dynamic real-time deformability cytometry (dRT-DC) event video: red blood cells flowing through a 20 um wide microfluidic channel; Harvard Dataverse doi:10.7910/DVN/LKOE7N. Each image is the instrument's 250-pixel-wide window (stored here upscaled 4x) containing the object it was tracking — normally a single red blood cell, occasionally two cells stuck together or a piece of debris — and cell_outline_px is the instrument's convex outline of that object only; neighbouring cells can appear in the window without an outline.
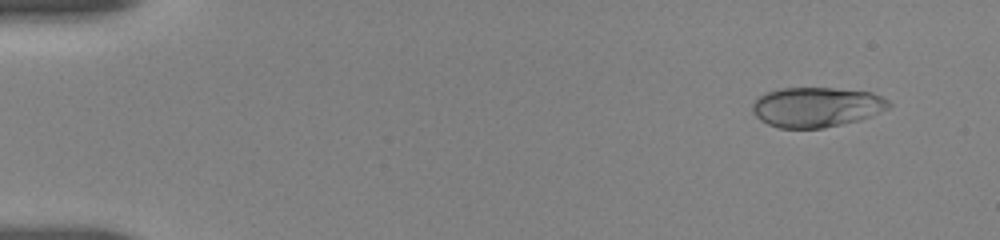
{"species": "human", "species_latin": "Homo sapiens", "temperature_condition": "room temperature", "stored_images_in_passage": 7, "camera_frame_rate_fps": 3000, "um_per_image_px": 0.085, "donor": {"sex": "female"}, "frame": {"image": 1, "passage_image": 2, "time_ms": 1.0, "image_size_px": [1000, 240], "cell_outline_px": [[892, 104], [888, 108], [860, 120], [824, 128], [780, 128], [768, 124], [760, 120], [752, 112], [752, 104], [760, 96], [768, 92], [780, 88], [832, 88], [872, 92], [888, 100]], "centroid_in_image_um": [69.39, 9.1], "position_along_channel_um": 15.6, "area_um2": 31.62}}
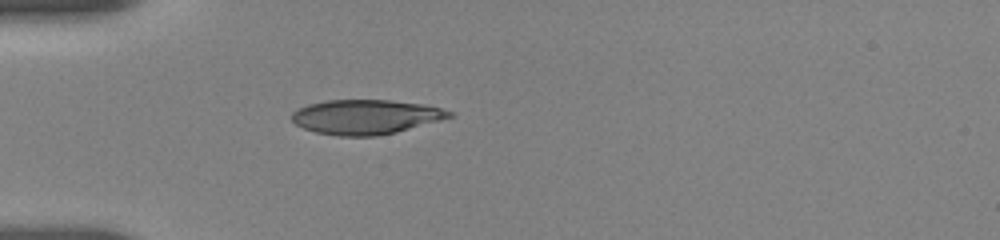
{"frame": {"image": 2, "passage_image": 7, "time_ms": 5.0, "image_size_px": [1000, 240], "cell_outline_px": [[456, 116], [396, 132], [376, 136], [340, 136], [316, 132], [304, 128], [296, 124], [292, 120], [292, 112], [308, 104], [328, 100], [388, 100], [424, 104], [440, 108], [452, 112]], "centroid_in_image_um": [31.11, 9.93], "position_along_channel_um": 53.9, "area_um2": 31.62}}